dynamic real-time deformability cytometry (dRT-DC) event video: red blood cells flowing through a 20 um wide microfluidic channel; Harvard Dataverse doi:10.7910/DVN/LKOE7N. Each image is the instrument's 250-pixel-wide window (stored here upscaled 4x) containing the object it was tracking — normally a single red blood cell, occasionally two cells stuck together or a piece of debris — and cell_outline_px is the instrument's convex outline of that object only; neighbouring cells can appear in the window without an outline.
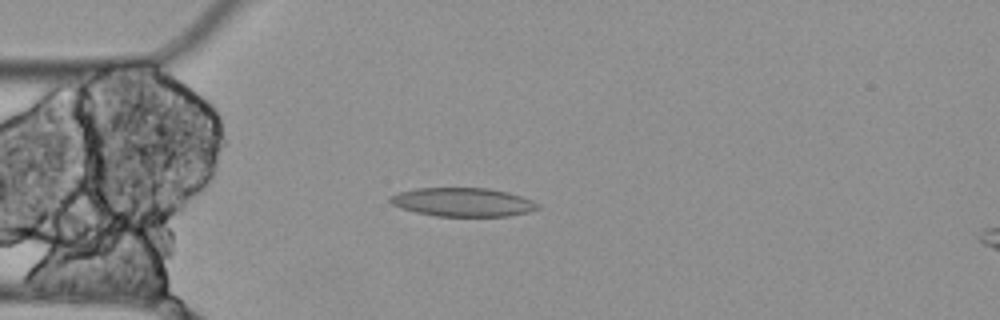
{"species": "Egyptian fruit bat (a non-hibernating species)", "species_latin": "Rousettus aegyptiacus", "temperature_condition": "cold", "stored_images_in_passage": 2, "camera_frame_rate_fps": 3000, "um_per_image_px": 0.085, "animal": {"sex": "female"}, "frame": {"image": 1, "passage_image": 2, "time_ms": 0.333, "image_size_px": [1000, 320], "cell_outline_px": [[540, 208], [528, 212], [508, 216], [436, 216], [416, 212], [392, 204], [388, 200], [388, 196], [396, 192], [416, 188], [488, 188], [508, 192], [532, 200], [540, 204]], "centroid_in_image_um": [39.33, 17.17], "position_along_channel_um": 45.7, "area_um2": 24.74}}